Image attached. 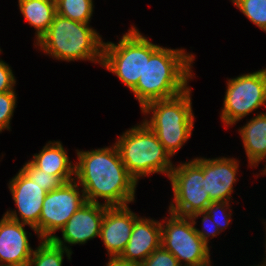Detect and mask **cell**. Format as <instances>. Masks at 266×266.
<instances>
[{
  "instance_id": "cell-27",
  "label": "cell",
  "mask_w": 266,
  "mask_h": 266,
  "mask_svg": "<svg viewBox=\"0 0 266 266\" xmlns=\"http://www.w3.org/2000/svg\"><path fill=\"white\" fill-rule=\"evenodd\" d=\"M143 266H181L177 258L162 245L142 263Z\"/></svg>"
},
{
  "instance_id": "cell-14",
  "label": "cell",
  "mask_w": 266,
  "mask_h": 266,
  "mask_svg": "<svg viewBox=\"0 0 266 266\" xmlns=\"http://www.w3.org/2000/svg\"><path fill=\"white\" fill-rule=\"evenodd\" d=\"M137 217L128 205L106 208L99 238L103 241L109 258H118L122 254Z\"/></svg>"
},
{
  "instance_id": "cell-3",
  "label": "cell",
  "mask_w": 266,
  "mask_h": 266,
  "mask_svg": "<svg viewBox=\"0 0 266 266\" xmlns=\"http://www.w3.org/2000/svg\"><path fill=\"white\" fill-rule=\"evenodd\" d=\"M35 44L55 60L102 63L104 41L101 35L89 23L74 21L58 14L47 32Z\"/></svg>"
},
{
  "instance_id": "cell-2",
  "label": "cell",
  "mask_w": 266,
  "mask_h": 266,
  "mask_svg": "<svg viewBox=\"0 0 266 266\" xmlns=\"http://www.w3.org/2000/svg\"><path fill=\"white\" fill-rule=\"evenodd\" d=\"M195 55L183 49H171L150 42L145 37V69L131 90L142 109L146 104L173 98L190 87Z\"/></svg>"
},
{
  "instance_id": "cell-19",
  "label": "cell",
  "mask_w": 266,
  "mask_h": 266,
  "mask_svg": "<svg viewBox=\"0 0 266 266\" xmlns=\"http://www.w3.org/2000/svg\"><path fill=\"white\" fill-rule=\"evenodd\" d=\"M20 12L36 30L37 41L47 32L57 14L55 0H18Z\"/></svg>"
},
{
  "instance_id": "cell-30",
  "label": "cell",
  "mask_w": 266,
  "mask_h": 266,
  "mask_svg": "<svg viewBox=\"0 0 266 266\" xmlns=\"http://www.w3.org/2000/svg\"><path fill=\"white\" fill-rule=\"evenodd\" d=\"M266 256V255H265ZM264 259V262L262 261V264L261 265H253V266H266V257L263 258ZM252 266V265H251Z\"/></svg>"
},
{
  "instance_id": "cell-8",
  "label": "cell",
  "mask_w": 266,
  "mask_h": 266,
  "mask_svg": "<svg viewBox=\"0 0 266 266\" xmlns=\"http://www.w3.org/2000/svg\"><path fill=\"white\" fill-rule=\"evenodd\" d=\"M220 117L231 127L244 117L266 107V74L263 69L228 79Z\"/></svg>"
},
{
  "instance_id": "cell-7",
  "label": "cell",
  "mask_w": 266,
  "mask_h": 266,
  "mask_svg": "<svg viewBox=\"0 0 266 266\" xmlns=\"http://www.w3.org/2000/svg\"><path fill=\"white\" fill-rule=\"evenodd\" d=\"M169 214L161 222V245L177 258L181 266L210 263L211 249L196 233L191 218Z\"/></svg>"
},
{
  "instance_id": "cell-22",
  "label": "cell",
  "mask_w": 266,
  "mask_h": 266,
  "mask_svg": "<svg viewBox=\"0 0 266 266\" xmlns=\"http://www.w3.org/2000/svg\"><path fill=\"white\" fill-rule=\"evenodd\" d=\"M231 2L247 19L266 33V0H231Z\"/></svg>"
},
{
  "instance_id": "cell-9",
  "label": "cell",
  "mask_w": 266,
  "mask_h": 266,
  "mask_svg": "<svg viewBox=\"0 0 266 266\" xmlns=\"http://www.w3.org/2000/svg\"><path fill=\"white\" fill-rule=\"evenodd\" d=\"M168 179L173 191L168 212L191 217L213 202L205 191L203 169L194 159L175 165Z\"/></svg>"
},
{
  "instance_id": "cell-31",
  "label": "cell",
  "mask_w": 266,
  "mask_h": 266,
  "mask_svg": "<svg viewBox=\"0 0 266 266\" xmlns=\"http://www.w3.org/2000/svg\"><path fill=\"white\" fill-rule=\"evenodd\" d=\"M262 172H260L261 173V175H266V165H265V168L263 169V170H261Z\"/></svg>"
},
{
  "instance_id": "cell-24",
  "label": "cell",
  "mask_w": 266,
  "mask_h": 266,
  "mask_svg": "<svg viewBox=\"0 0 266 266\" xmlns=\"http://www.w3.org/2000/svg\"><path fill=\"white\" fill-rule=\"evenodd\" d=\"M229 202L227 201H216L211 202L205 212L208 213L214 223L218 226L220 232L225 230L232 222V209L230 210ZM228 212V213H227Z\"/></svg>"
},
{
  "instance_id": "cell-10",
  "label": "cell",
  "mask_w": 266,
  "mask_h": 266,
  "mask_svg": "<svg viewBox=\"0 0 266 266\" xmlns=\"http://www.w3.org/2000/svg\"><path fill=\"white\" fill-rule=\"evenodd\" d=\"M83 189L75 181L64 183L45 196L39 219L40 240H52L71 216L86 203Z\"/></svg>"
},
{
  "instance_id": "cell-26",
  "label": "cell",
  "mask_w": 266,
  "mask_h": 266,
  "mask_svg": "<svg viewBox=\"0 0 266 266\" xmlns=\"http://www.w3.org/2000/svg\"><path fill=\"white\" fill-rule=\"evenodd\" d=\"M200 216L202 217L201 219L202 228L200 230L197 227H195V230L196 233L199 235V237L208 245L209 240L213 239L217 235H220L221 232L218 226L212 220L211 216L205 211L195 213L190 217L195 226L197 225L196 219H198V217L200 218Z\"/></svg>"
},
{
  "instance_id": "cell-17",
  "label": "cell",
  "mask_w": 266,
  "mask_h": 266,
  "mask_svg": "<svg viewBox=\"0 0 266 266\" xmlns=\"http://www.w3.org/2000/svg\"><path fill=\"white\" fill-rule=\"evenodd\" d=\"M29 161L42 171L59 176L65 183L75 179V165L70 161L61 141H49Z\"/></svg>"
},
{
  "instance_id": "cell-21",
  "label": "cell",
  "mask_w": 266,
  "mask_h": 266,
  "mask_svg": "<svg viewBox=\"0 0 266 266\" xmlns=\"http://www.w3.org/2000/svg\"><path fill=\"white\" fill-rule=\"evenodd\" d=\"M57 14L82 23H90L94 12L93 0H55Z\"/></svg>"
},
{
  "instance_id": "cell-4",
  "label": "cell",
  "mask_w": 266,
  "mask_h": 266,
  "mask_svg": "<svg viewBox=\"0 0 266 266\" xmlns=\"http://www.w3.org/2000/svg\"><path fill=\"white\" fill-rule=\"evenodd\" d=\"M116 140L114 144L121 161L137 184L140 178L154 173L169 177L175 166L172 156L143 121L126 130Z\"/></svg>"
},
{
  "instance_id": "cell-13",
  "label": "cell",
  "mask_w": 266,
  "mask_h": 266,
  "mask_svg": "<svg viewBox=\"0 0 266 266\" xmlns=\"http://www.w3.org/2000/svg\"><path fill=\"white\" fill-rule=\"evenodd\" d=\"M194 160L202 167L205 191L213 202H230L234 184L238 181L239 162L233 157L199 158Z\"/></svg>"
},
{
  "instance_id": "cell-20",
  "label": "cell",
  "mask_w": 266,
  "mask_h": 266,
  "mask_svg": "<svg viewBox=\"0 0 266 266\" xmlns=\"http://www.w3.org/2000/svg\"><path fill=\"white\" fill-rule=\"evenodd\" d=\"M39 246L33 251L28 266H62L64 255L71 260L72 252L56 245L52 240H39Z\"/></svg>"
},
{
  "instance_id": "cell-18",
  "label": "cell",
  "mask_w": 266,
  "mask_h": 266,
  "mask_svg": "<svg viewBox=\"0 0 266 266\" xmlns=\"http://www.w3.org/2000/svg\"><path fill=\"white\" fill-rule=\"evenodd\" d=\"M251 168L266 161V113H259L238 129Z\"/></svg>"
},
{
  "instance_id": "cell-15",
  "label": "cell",
  "mask_w": 266,
  "mask_h": 266,
  "mask_svg": "<svg viewBox=\"0 0 266 266\" xmlns=\"http://www.w3.org/2000/svg\"><path fill=\"white\" fill-rule=\"evenodd\" d=\"M26 224L12 220L4 214L0 219V266H28L33 254Z\"/></svg>"
},
{
  "instance_id": "cell-6",
  "label": "cell",
  "mask_w": 266,
  "mask_h": 266,
  "mask_svg": "<svg viewBox=\"0 0 266 266\" xmlns=\"http://www.w3.org/2000/svg\"><path fill=\"white\" fill-rule=\"evenodd\" d=\"M101 66L115 74L130 91L137 85L145 69V36L135 25L119 43L104 41Z\"/></svg>"
},
{
  "instance_id": "cell-1",
  "label": "cell",
  "mask_w": 266,
  "mask_h": 266,
  "mask_svg": "<svg viewBox=\"0 0 266 266\" xmlns=\"http://www.w3.org/2000/svg\"><path fill=\"white\" fill-rule=\"evenodd\" d=\"M75 181L87 202L125 206L134 202L137 182L130 176L116 145L88 151L76 150Z\"/></svg>"
},
{
  "instance_id": "cell-5",
  "label": "cell",
  "mask_w": 266,
  "mask_h": 266,
  "mask_svg": "<svg viewBox=\"0 0 266 266\" xmlns=\"http://www.w3.org/2000/svg\"><path fill=\"white\" fill-rule=\"evenodd\" d=\"M191 89L170 98L146 104L141 113L148 116L143 122L155 133L173 157L189 140L194 128ZM150 118V119H148Z\"/></svg>"
},
{
  "instance_id": "cell-28",
  "label": "cell",
  "mask_w": 266,
  "mask_h": 266,
  "mask_svg": "<svg viewBox=\"0 0 266 266\" xmlns=\"http://www.w3.org/2000/svg\"><path fill=\"white\" fill-rule=\"evenodd\" d=\"M2 52L0 48V53ZM16 79L11 66L0 58V93L15 91Z\"/></svg>"
},
{
  "instance_id": "cell-12",
  "label": "cell",
  "mask_w": 266,
  "mask_h": 266,
  "mask_svg": "<svg viewBox=\"0 0 266 266\" xmlns=\"http://www.w3.org/2000/svg\"><path fill=\"white\" fill-rule=\"evenodd\" d=\"M107 207L103 203H84L61 229L63 240L55 235L52 241L72 252L67 244L83 245L95 237H100L101 223Z\"/></svg>"
},
{
  "instance_id": "cell-25",
  "label": "cell",
  "mask_w": 266,
  "mask_h": 266,
  "mask_svg": "<svg viewBox=\"0 0 266 266\" xmlns=\"http://www.w3.org/2000/svg\"><path fill=\"white\" fill-rule=\"evenodd\" d=\"M16 91H6L0 93V133L3 130H10L11 119L14 109L17 107Z\"/></svg>"
},
{
  "instance_id": "cell-16",
  "label": "cell",
  "mask_w": 266,
  "mask_h": 266,
  "mask_svg": "<svg viewBox=\"0 0 266 266\" xmlns=\"http://www.w3.org/2000/svg\"><path fill=\"white\" fill-rule=\"evenodd\" d=\"M160 246L161 222L138 216L134 221L130 239L118 258L126 262L142 264Z\"/></svg>"
},
{
  "instance_id": "cell-11",
  "label": "cell",
  "mask_w": 266,
  "mask_h": 266,
  "mask_svg": "<svg viewBox=\"0 0 266 266\" xmlns=\"http://www.w3.org/2000/svg\"><path fill=\"white\" fill-rule=\"evenodd\" d=\"M16 210H7L6 217L29 226L39 238V219L47 192L28 179L20 170L8 184Z\"/></svg>"
},
{
  "instance_id": "cell-23",
  "label": "cell",
  "mask_w": 266,
  "mask_h": 266,
  "mask_svg": "<svg viewBox=\"0 0 266 266\" xmlns=\"http://www.w3.org/2000/svg\"><path fill=\"white\" fill-rule=\"evenodd\" d=\"M20 171L31 181L37 183L47 193L60 188L65 182L59 177L42 171L35 167L29 160L24 163Z\"/></svg>"
},
{
  "instance_id": "cell-32",
  "label": "cell",
  "mask_w": 266,
  "mask_h": 266,
  "mask_svg": "<svg viewBox=\"0 0 266 266\" xmlns=\"http://www.w3.org/2000/svg\"><path fill=\"white\" fill-rule=\"evenodd\" d=\"M204 266H212V265H211V262H210V263H208V264H206V265H204Z\"/></svg>"
},
{
  "instance_id": "cell-29",
  "label": "cell",
  "mask_w": 266,
  "mask_h": 266,
  "mask_svg": "<svg viewBox=\"0 0 266 266\" xmlns=\"http://www.w3.org/2000/svg\"><path fill=\"white\" fill-rule=\"evenodd\" d=\"M106 266H143L141 263L136 262H126L119 258H109L108 263Z\"/></svg>"
}]
</instances>
